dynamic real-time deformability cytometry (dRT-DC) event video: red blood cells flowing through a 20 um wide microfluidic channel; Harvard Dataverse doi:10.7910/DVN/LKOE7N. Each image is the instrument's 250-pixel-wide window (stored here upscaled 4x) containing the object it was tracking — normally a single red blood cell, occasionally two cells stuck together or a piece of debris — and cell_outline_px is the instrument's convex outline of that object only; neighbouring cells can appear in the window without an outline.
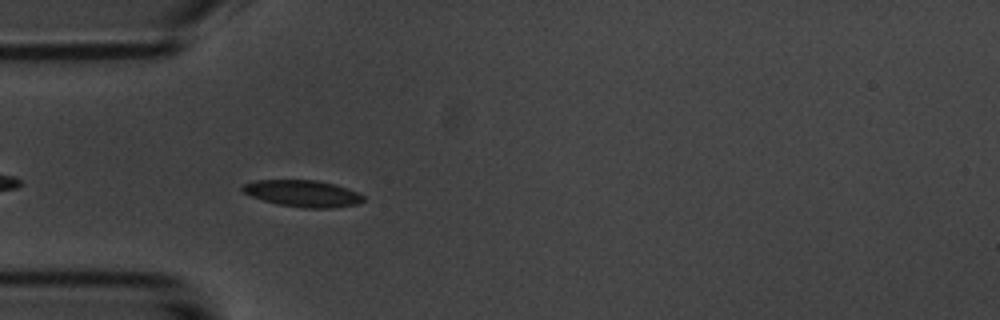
{"species": "common noctule bat (a hibernating species)", "species_latin": "Nyctalus noctula", "temperature_condition": "room temperature", "stored_images_in_passage": 4, "camera_frame_rate_fps": 3000, "um_per_image_px": 0.085, "animal": {"sex": "male", "body_mass_g": 20.1, "forearm_length_mm": 53.5}, "frame": {"image": 1, "passage_image": 4, "time_ms": 4.333, "image_size_px": [1000, 320], "cell_outline_px": [[364, 200], [356, 204], [332, 208], [304, 208], [276, 204], [252, 196], [244, 192], [240, 188], [244, 184], [256, 180], [316, 180], [336, 184], [356, 192], [364, 196]], "centroid_in_image_um": [25.73, 16.44], "position_along_channel_um": 59.3, "area_um2": 18.67}}